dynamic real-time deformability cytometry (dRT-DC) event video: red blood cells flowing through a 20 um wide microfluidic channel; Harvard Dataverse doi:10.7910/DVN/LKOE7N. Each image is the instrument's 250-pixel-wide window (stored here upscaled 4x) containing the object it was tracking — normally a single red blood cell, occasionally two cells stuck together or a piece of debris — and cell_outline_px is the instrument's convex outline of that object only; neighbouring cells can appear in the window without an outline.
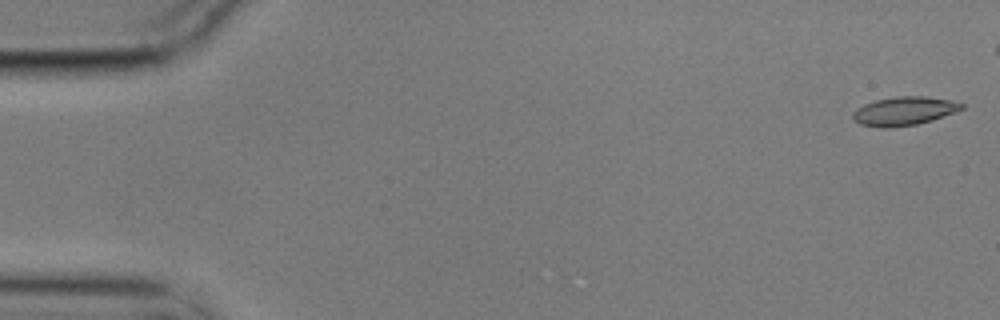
{"species": "common noctule bat (a hibernating species)", "species_latin": "Nyctalus noctula", "temperature_condition": "cold", "stored_images_in_passage": 12, "camera_frame_rate_fps": 3000, "um_per_image_px": 0.085, "animal": {"sex": "male", "body_mass_g": 17.9}, "frame": {"image": 1, "passage_image": 1, "time_ms": 0.0, "image_size_px": [1000, 320], "cell_outline_px": [[964, 108], [956, 112], [932, 120], [916, 124], [888, 128], [880, 128], [860, 124], [852, 120], [852, 112], [856, 108], [864, 104], [876, 100], [896, 96], [924, 96], [952, 100], [964, 104]], "centroid_in_image_um": [76.83, 9.44], "position_along_channel_um": 8.2, "area_um2": 18.32}}